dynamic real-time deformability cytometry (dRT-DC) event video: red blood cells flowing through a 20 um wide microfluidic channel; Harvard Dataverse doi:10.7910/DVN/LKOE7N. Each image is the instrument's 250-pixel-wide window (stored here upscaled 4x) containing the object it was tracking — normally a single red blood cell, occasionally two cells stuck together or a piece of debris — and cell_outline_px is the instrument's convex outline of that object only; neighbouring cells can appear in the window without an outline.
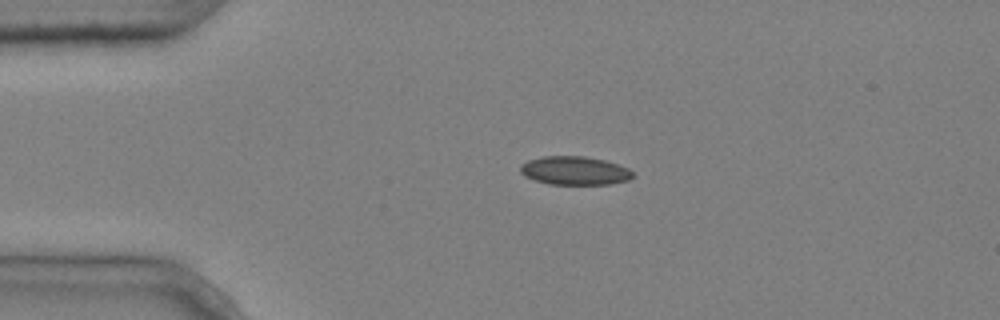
{"species": "common noctule bat (a hibernating species)", "species_latin": "Nyctalus noctula", "temperature_condition": "cold", "stored_images_in_passage": 3, "camera_frame_rate_fps": 3000, "um_per_image_px": 0.085, "animal": {"sex": "male", "body_mass_g": 20.4}, "frame": {"image": 1, "passage_image": 2, "time_ms": 0.333, "image_size_px": [1000, 320], "cell_outline_px": [[632, 176], [628, 180], [608, 184], [548, 184], [524, 176], [520, 172], [520, 164], [528, 160], [544, 156], [584, 156], [604, 160], [628, 168], [632, 172]], "centroid_in_image_um": [48.8, 14.5], "position_along_channel_um": 36.2, "area_um2": 18.55}}